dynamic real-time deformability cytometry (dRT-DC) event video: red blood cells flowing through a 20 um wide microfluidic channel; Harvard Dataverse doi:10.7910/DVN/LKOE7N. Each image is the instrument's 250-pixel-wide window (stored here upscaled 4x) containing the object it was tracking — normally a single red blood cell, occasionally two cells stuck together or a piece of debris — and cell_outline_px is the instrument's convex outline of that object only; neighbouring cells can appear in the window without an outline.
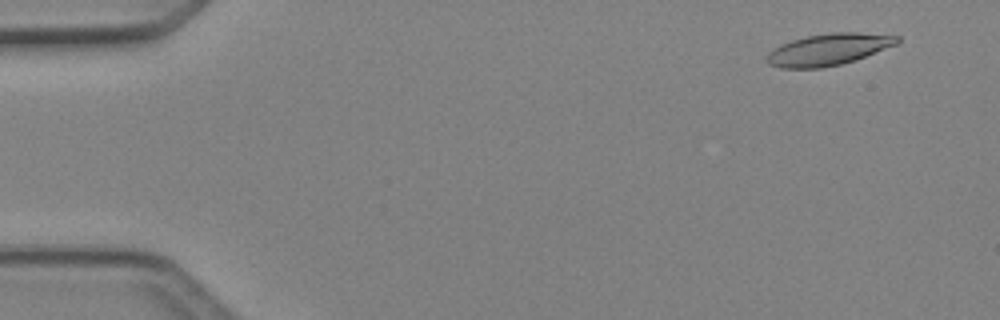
{"species": "Egyptian fruit bat (a non-hibernating species)", "species_latin": "Rousettus aegyptiacus", "temperature_condition": "cold", "stored_images_in_passage": 49, "camera_frame_rate_fps": 3000, "um_per_image_px": 0.085, "animal": {"sex": "female"}, "frame": {"image": 1, "passage_image": 4, "time_ms": 1.0, "image_size_px": [1000, 320], "cell_outline_px": [[900, 40], [896, 44], [856, 60], [840, 64], [820, 68], [780, 68], [768, 64], [764, 60], [764, 56], [768, 52], [780, 44], [792, 40], [808, 36], [832, 32], [860, 32], [900, 36]], "centroid_in_image_um": [70.37, 4.21], "position_along_channel_um": 14.6, "area_um2": 24.16}}
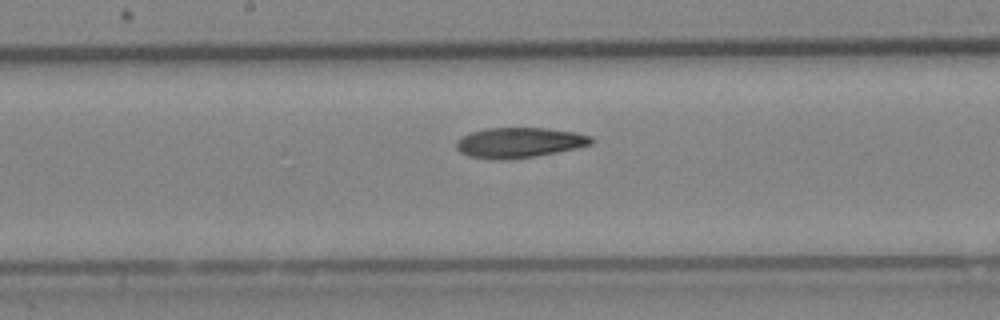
{"frame": {"image": 2, "passage_image": 26, "time_ms": 8.333, "image_size_px": [1000, 320], "cell_outline_px": [[592, 144], [576, 148], [536, 156], [504, 160], [492, 160], [468, 156], [460, 152], [456, 148], [456, 140], [472, 132], [484, 128], [548, 128], [576, 132], [592, 136]], "centroid_in_image_um": [44.12, 12.12], "position_along_channel_um": 204.1, "area_um2": 23.87}}
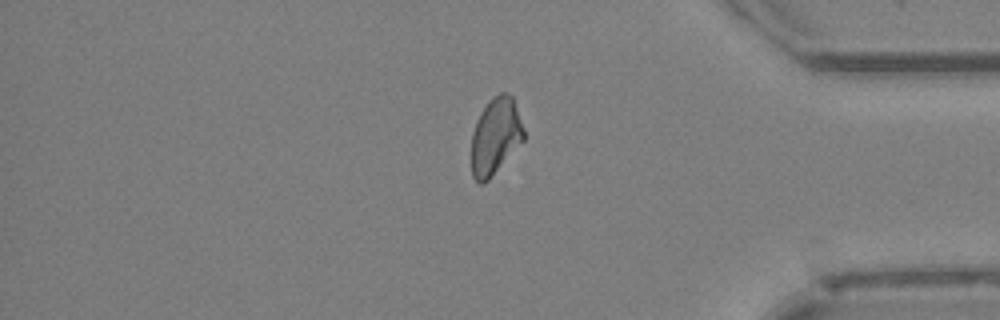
{"frame": {"image": 3, "passage_image": 41, "time_ms": 13.333, "image_size_px": [1000, 320], "cell_outline_px": [[524, 140], [488, 180], [484, 184], [480, 184], [472, 176], [472, 132], [476, 120], [480, 112], [488, 100], [492, 96], [500, 92], [508, 92], [512, 96], [524, 128]], "centroid_in_image_um": [42.11, 11.55], "position_along_channel_um": 393.1, "area_um2": 23.47}}